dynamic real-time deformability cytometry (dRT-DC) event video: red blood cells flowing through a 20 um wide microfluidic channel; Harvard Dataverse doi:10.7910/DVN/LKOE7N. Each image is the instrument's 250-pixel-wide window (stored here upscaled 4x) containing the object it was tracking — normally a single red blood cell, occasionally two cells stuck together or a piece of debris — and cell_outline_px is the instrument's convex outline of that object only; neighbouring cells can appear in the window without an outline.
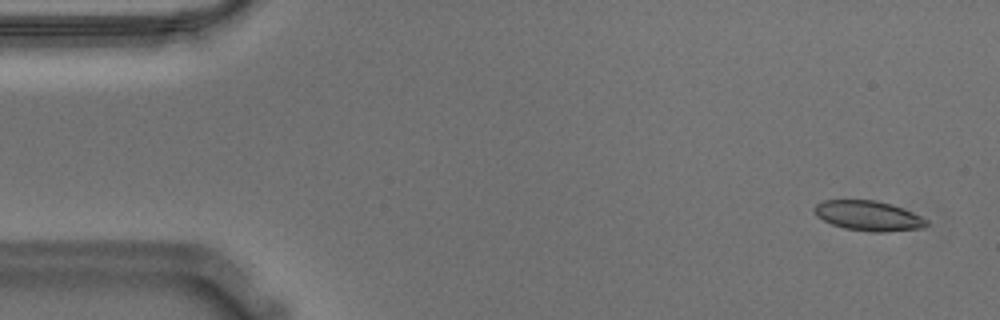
{"species": "Egyptian fruit bat (a non-hibernating species)", "species_latin": "Rousettus aegyptiacus", "temperature_condition": "warm", "stored_images_in_passage": 56, "camera_frame_rate_fps": 3000, "um_per_image_px": 0.085, "animal": {"sex": "male"}, "frame": {"image": 1, "passage_image": 3, "time_ms": 0.667, "image_size_px": [1000, 320], "cell_outline_px": [[928, 224], [924, 228], [888, 232], [872, 232], [844, 228], [832, 224], [816, 216], [812, 208], [816, 204], [824, 200], [876, 200], [912, 212], [928, 220]], "centroid_in_image_um": [73.8, 18.35], "position_along_channel_um": 11.2, "area_um2": 19.54}}
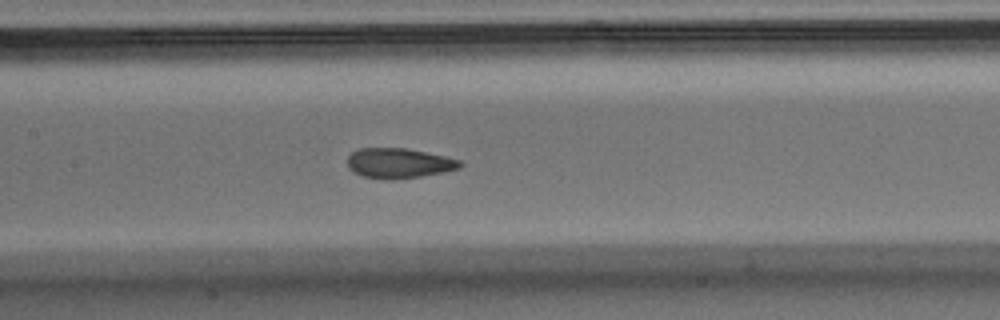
{"frame": {"image": 2, "passage_image": 26, "time_ms": 8.333, "image_size_px": [1000, 320], "cell_outline_px": [[464, 164], [460, 168], [444, 172], [420, 176], [392, 180], [364, 176], [348, 168], [348, 156], [352, 152], [360, 148], [404, 148], [444, 156], [460, 160]], "centroid_in_image_um": [33.92, 13.87], "position_along_channel_um": 173.5, "area_um2": 19.48}}
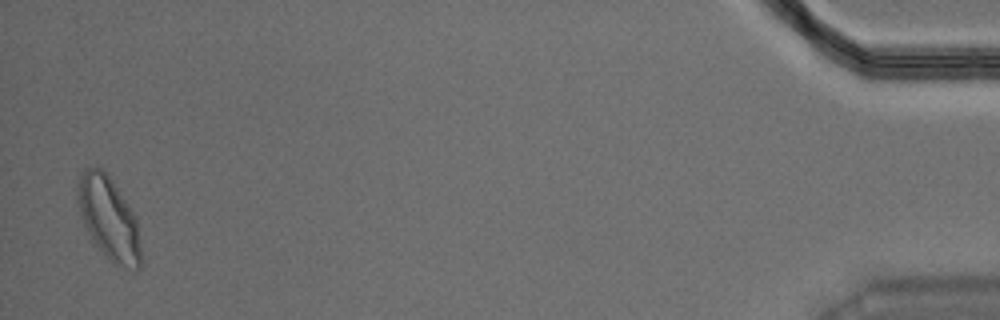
{"frame": {"image": 3, "passage_image": 55, "time_ms": 18.0, "image_size_px": [1000, 320], "cell_outline_px": [[140, 268], [136, 272], [132, 272], [112, 264], [96, 244], [88, 232], [80, 216], [76, 196], [76, 192], [80, 172], [84, 168], [100, 168], [108, 176], [136, 216], [140, 248]], "centroid_in_image_um": [9.24, 18.61], "position_along_channel_um": 426.0, "area_um2": 30.52}, "authors_computed_cell_mechanics": {"area_um2": 20.2878, "velocity_mm_per_s": 3.567, "shape_relaxation_time_tau1_ms": 5.9147, "shape_relaxation_time_tau2_ms": 0.6995, "deformation_change_tau1": 0.1456, "deformation_change_tau2": 0.0403}}